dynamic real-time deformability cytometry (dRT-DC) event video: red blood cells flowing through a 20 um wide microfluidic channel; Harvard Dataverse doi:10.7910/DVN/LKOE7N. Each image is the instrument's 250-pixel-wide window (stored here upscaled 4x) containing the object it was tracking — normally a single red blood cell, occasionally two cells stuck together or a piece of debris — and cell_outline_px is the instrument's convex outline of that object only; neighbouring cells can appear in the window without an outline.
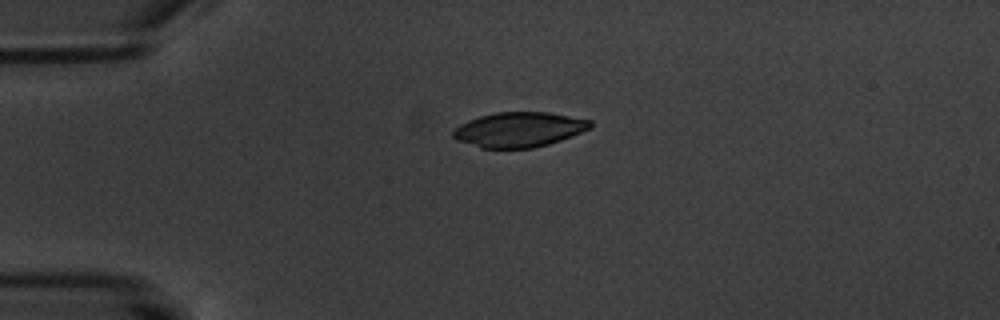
{"species": "common noctule bat (a hibernating species)", "species_latin": "Nyctalus noctula", "temperature_condition": "warm", "stored_images_in_passage": 1, "camera_frame_rate_fps": 3000, "um_per_image_px": 0.085, "animal": {"sex": "male", "body_mass_g": 20.1, "forearm_length_mm": 53.5}, "frame": {"image": 1, "passage_image": 1, "time_ms": 0.0, "image_size_px": [1000, 320], "cell_outline_px": [[592, 128], [560, 140], [548, 144], [532, 148], [480, 148], [456, 140], [452, 136], [452, 132], [460, 124], [468, 120], [480, 116], [496, 112], [548, 112], [592, 120]], "centroid_in_image_um": [44.11, 11.01], "position_along_channel_um": 40.9, "area_um2": 27.92}}